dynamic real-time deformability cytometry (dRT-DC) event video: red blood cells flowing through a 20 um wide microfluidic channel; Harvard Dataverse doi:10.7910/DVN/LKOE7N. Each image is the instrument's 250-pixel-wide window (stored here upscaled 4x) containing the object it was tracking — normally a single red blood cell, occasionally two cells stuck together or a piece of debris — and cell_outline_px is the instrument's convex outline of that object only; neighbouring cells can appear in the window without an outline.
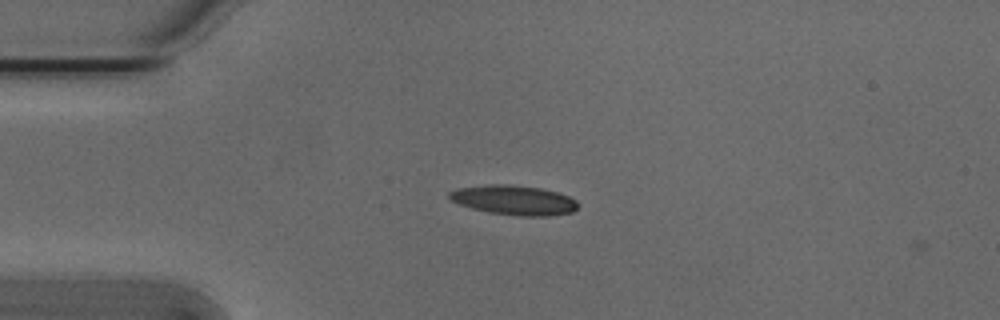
{"species": "Egyptian fruit bat (a non-hibernating species)", "species_latin": "Rousettus aegyptiacus", "temperature_condition": "cold", "stored_images_in_passage": 2, "camera_frame_rate_fps": 3000, "um_per_image_px": 0.085, "animal": {"sex": "male"}, "frame": {"image": 1, "passage_image": 1, "time_ms": 0.0, "image_size_px": [1000, 320], "cell_outline_px": [[576, 208], [572, 212], [548, 216], [520, 216], [488, 212], [472, 208], [460, 204], [452, 200], [448, 196], [448, 192], [456, 188], [492, 184], [508, 184], [540, 188], [556, 192], [568, 196], [576, 200]], "centroid_in_image_um": [43.66, 17.0], "position_along_channel_um": 41.3, "area_um2": 22.02}}